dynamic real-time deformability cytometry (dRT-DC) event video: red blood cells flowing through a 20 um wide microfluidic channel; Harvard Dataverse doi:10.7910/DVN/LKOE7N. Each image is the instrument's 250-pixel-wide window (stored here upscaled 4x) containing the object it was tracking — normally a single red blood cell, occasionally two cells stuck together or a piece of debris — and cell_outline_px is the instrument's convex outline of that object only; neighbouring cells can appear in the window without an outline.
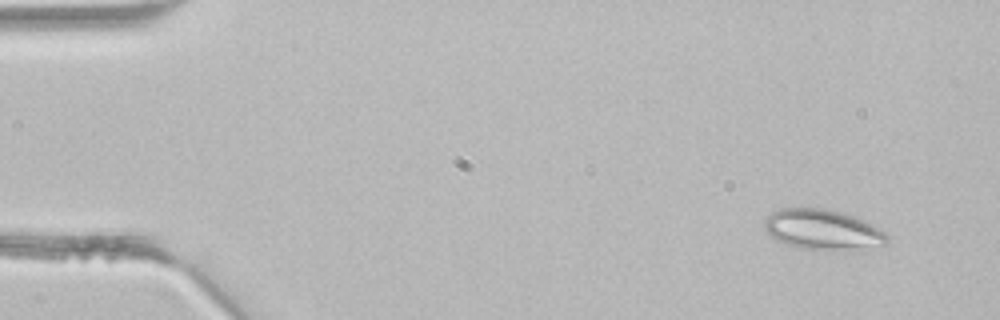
{"species": "common noctule bat (a hibernating species)", "species_latin": "Nyctalus noctula", "temperature_condition": "room temperature", "stored_images_in_passage": 5, "camera_frame_rate_fps": 3000, "um_per_image_px": 0.085, "animal": {"sex": "male", "body_mass_g": 21.5, "forearm_length_mm": 52.0}, "frame": {"image": 1, "passage_image": 1, "time_ms": 0.0, "image_size_px": [1000, 320], "cell_outline_px": [[888, 240], [884, 244], [852, 252], [804, 248], [788, 244], [776, 240], [764, 232], [764, 220], [772, 212], [780, 208], [820, 208], [840, 212], [852, 216], [872, 224], [884, 232], [888, 236]], "centroid_in_image_um": [69.92, 19.54], "position_along_channel_um": 15.1, "area_um2": 28.96}}
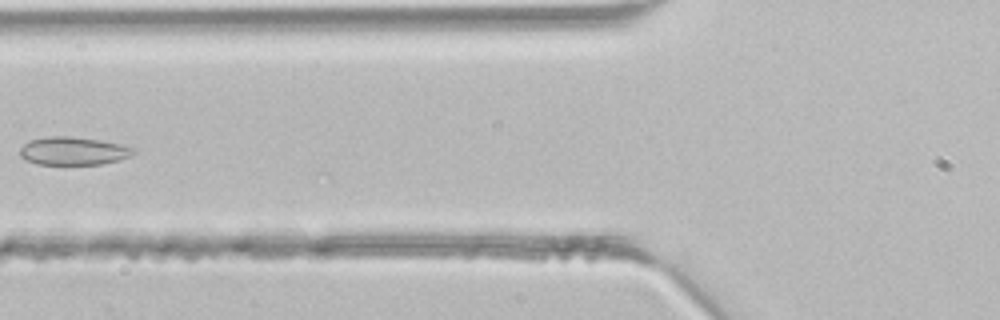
{"frame": {"image": 2, "passage_image": 5, "time_ms": 1.333, "image_size_px": [1000, 320], "cell_outline_px": [[136, 152], [132, 156], [120, 160], [100, 164], [36, 164], [24, 160], [20, 156], [20, 148], [28, 140], [48, 136], [68, 136], [100, 140], [124, 144], [136, 148]], "centroid_in_image_um": [6.26, 12.83], "position_along_channel_um": 119.5, "area_um2": 18.9}}